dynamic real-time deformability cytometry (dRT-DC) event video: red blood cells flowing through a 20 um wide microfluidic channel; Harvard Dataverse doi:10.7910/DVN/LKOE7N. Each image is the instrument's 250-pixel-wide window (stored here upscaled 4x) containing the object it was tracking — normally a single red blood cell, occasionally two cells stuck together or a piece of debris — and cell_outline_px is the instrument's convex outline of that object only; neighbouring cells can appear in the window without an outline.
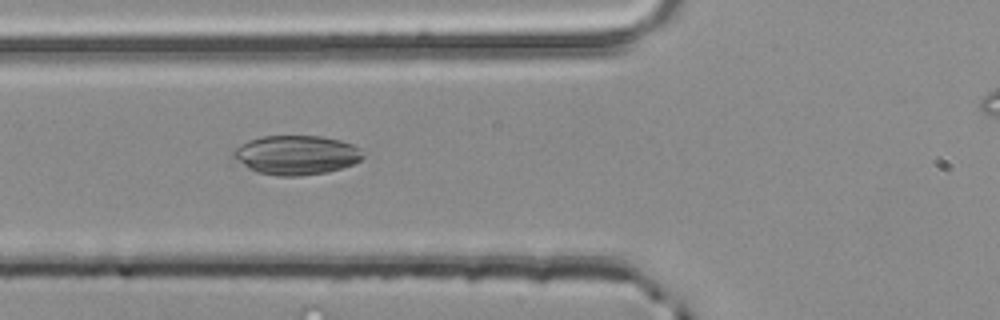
{"species": "common noctule bat (a hibernating species)", "species_latin": "Nyctalus noctula", "temperature_condition": "room temperature", "stored_images_in_passage": 34, "camera_frame_rate_fps": 3000, "um_per_image_px": 0.085, "animal": {"sex": "male", "body_mass_g": 20.4}, "frame": {"image": 1, "passage_image": 7, "time_ms": 2.0, "image_size_px": [1000, 320], "cell_outline_px": [[364, 156], [360, 160], [352, 164], [328, 172], [300, 176], [276, 176], [256, 172], [248, 168], [236, 160], [232, 156], [232, 152], [236, 148], [248, 140], [264, 136], [320, 136], [340, 140], [352, 144], [360, 148]], "centroid_in_image_um": [25.17, 13.18], "position_along_channel_um": 100.6, "area_um2": 29.65}}
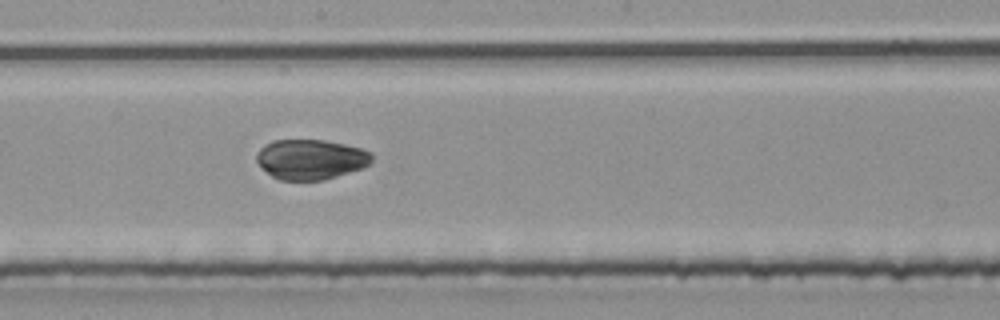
{"frame": {"image": 2, "passage_image": 16, "time_ms": 5.0, "image_size_px": [1000, 320], "cell_outline_px": [[372, 164], [364, 168], [324, 180], [280, 180], [272, 176], [256, 160], [256, 152], [264, 144], [272, 140], [324, 140], [344, 144], [360, 148], [372, 152]], "centroid_in_image_um": [26.44, 13.54], "position_along_channel_um": 221.8, "area_um2": 27.05}}
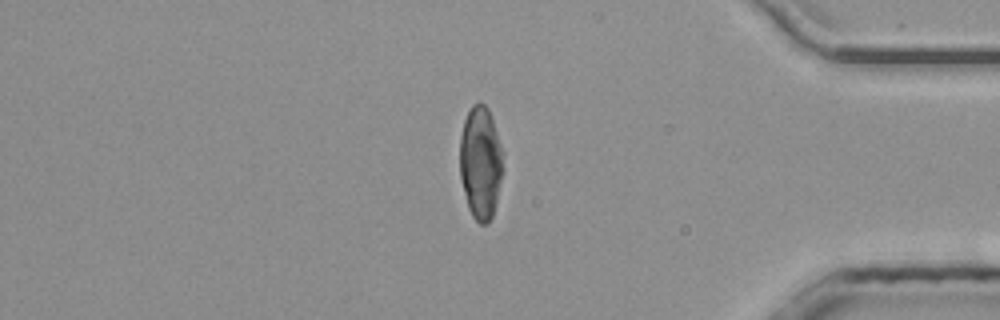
{"frame": {"image": 3, "passage_image": 31, "time_ms": 10.0, "image_size_px": [1000, 320], "cell_outline_px": [[504, 168], [492, 216], [488, 224], [480, 224], [472, 216], [468, 208], [460, 176], [460, 136], [464, 120], [472, 104], [480, 100], [488, 108], [504, 152]], "centroid_in_image_um": [40.86, 13.8], "position_along_channel_um": 394.3, "area_um2": 28.78}}